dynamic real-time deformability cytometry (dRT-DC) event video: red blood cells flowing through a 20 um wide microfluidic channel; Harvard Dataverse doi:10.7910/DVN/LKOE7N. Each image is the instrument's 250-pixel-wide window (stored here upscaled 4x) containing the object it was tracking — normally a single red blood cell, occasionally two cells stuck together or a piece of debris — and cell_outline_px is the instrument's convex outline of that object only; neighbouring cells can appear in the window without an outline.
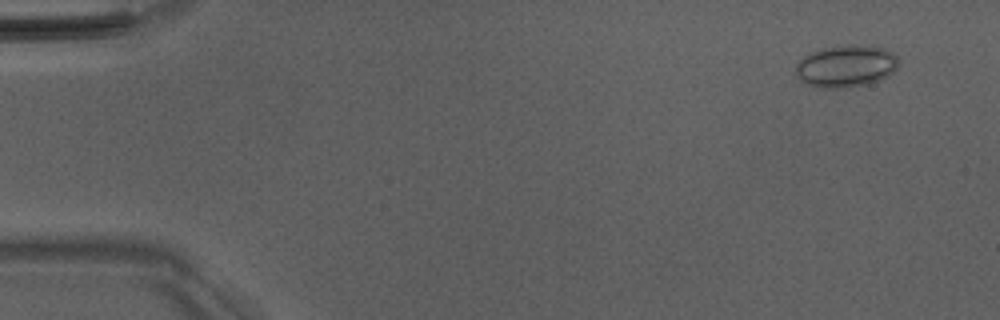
{"species": "Egyptian fruit bat (a non-hibernating species)", "species_latin": "Rousettus aegyptiacus", "temperature_condition": "room temperature", "stored_images_in_passage": 7, "camera_frame_rate_fps": 3000, "um_per_image_px": 0.085, "animal": {"sex": "male"}, "frame": {"image": 1, "passage_image": 1, "time_ms": 0.0, "image_size_px": [1000, 320], "cell_outline_px": [[896, 68], [888, 76], [880, 80], [868, 84], [844, 88], [816, 88], [800, 80], [796, 72], [796, 64], [804, 56], [812, 52], [824, 48], [856, 44], [872, 44], [884, 48], [892, 52], [896, 56]], "centroid_in_image_um": [71.91, 5.62], "position_along_channel_um": 13.1, "area_um2": 25.32}}